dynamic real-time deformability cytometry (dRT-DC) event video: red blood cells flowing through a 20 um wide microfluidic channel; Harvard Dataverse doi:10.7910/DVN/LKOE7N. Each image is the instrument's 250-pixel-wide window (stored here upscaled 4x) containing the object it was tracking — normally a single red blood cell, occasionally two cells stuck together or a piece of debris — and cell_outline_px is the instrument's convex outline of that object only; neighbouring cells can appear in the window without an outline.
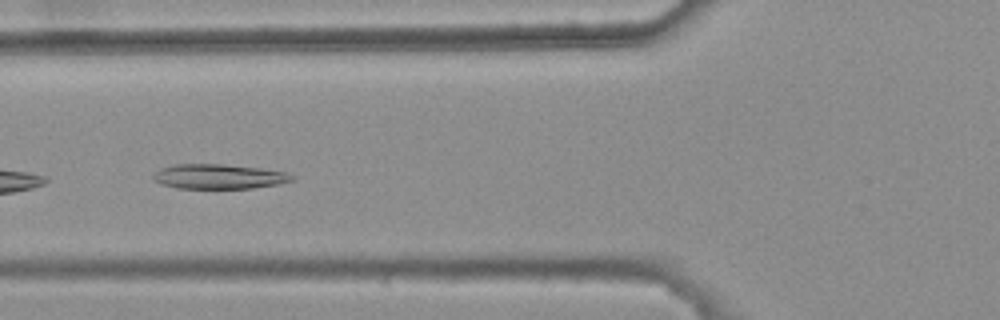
{"species": "common noctule bat (a hibernating species)", "species_latin": "Nyctalus noctula", "temperature_condition": "warm", "stored_images_in_passage": 7, "camera_frame_rate_fps": 3000, "um_per_image_px": 0.085, "animal": {"sex": "female", "body_mass_g": 25.1}, "frame": {"image": 1, "passage_image": 5, "time_ms": 1.333, "image_size_px": [1000, 320], "cell_outline_px": [[296, 180], [276, 184], [252, 188], [176, 188], [160, 184], [152, 180], [152, 176], [160, 168], [176, 164], [224, 164], [260, 168], [288, 172], [296, 176]], "centroid_in_image_um": [18.61, 15.0], "position_along_channel_um": 107.2, "area_um2": 20.17}}
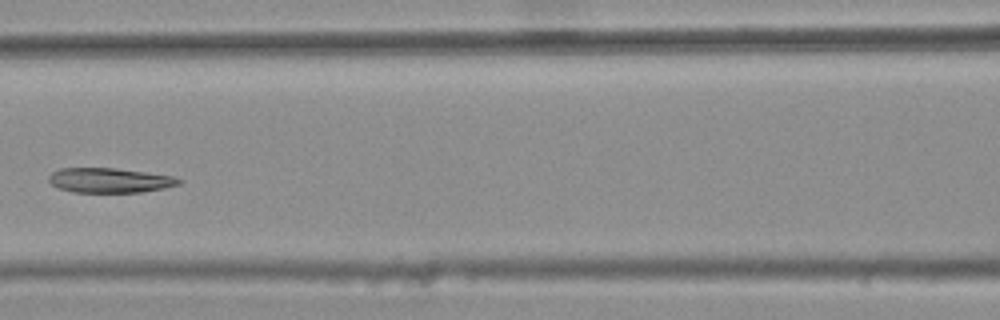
{"frame": {"image": 2, "passage_image": 6, "time_ms": 1.667, "image_size_px": [1000, 320], "cell_outline_px": [[184, 180], [180, 184], [164, 188], [140, 192], [72, 192], [60, 188], [52, 184], [48, 180], [48, 176], [52, 172], [60, 168], [116, 168], [172, 176]], "centroid_in_image_um": [9.32, 15.32], "position_along_channel_um": 157.3, "area_um2": 18.67}}
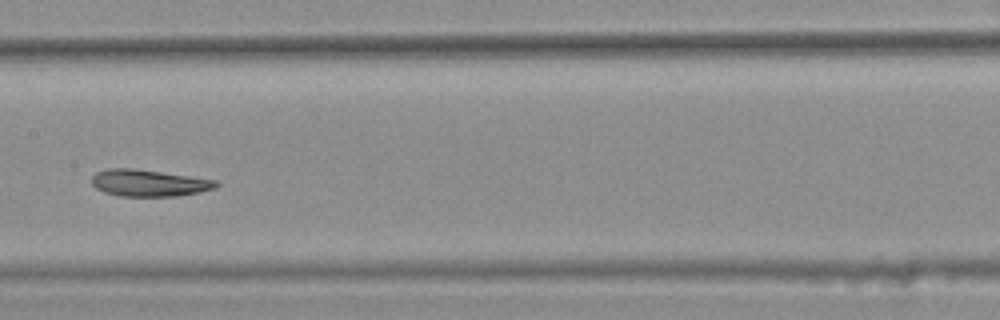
{"frame": {"image": 3, "passage_image": 7, "time_ms": 2.0, "image_size_px": [1000, 320], "cell_outline_px": [[220, 184], [216, 188], [200, 192], [176, 196], [120, 196], [104, 192], [96, 188], [92, 184], [92, 176], [96, 172], [108, 168], [132, 168], [216, 180]], "centroid_in_image_um": [12.64, 15.56], "position_along_channel_um": 194.8, "area_um2": 19.31}}